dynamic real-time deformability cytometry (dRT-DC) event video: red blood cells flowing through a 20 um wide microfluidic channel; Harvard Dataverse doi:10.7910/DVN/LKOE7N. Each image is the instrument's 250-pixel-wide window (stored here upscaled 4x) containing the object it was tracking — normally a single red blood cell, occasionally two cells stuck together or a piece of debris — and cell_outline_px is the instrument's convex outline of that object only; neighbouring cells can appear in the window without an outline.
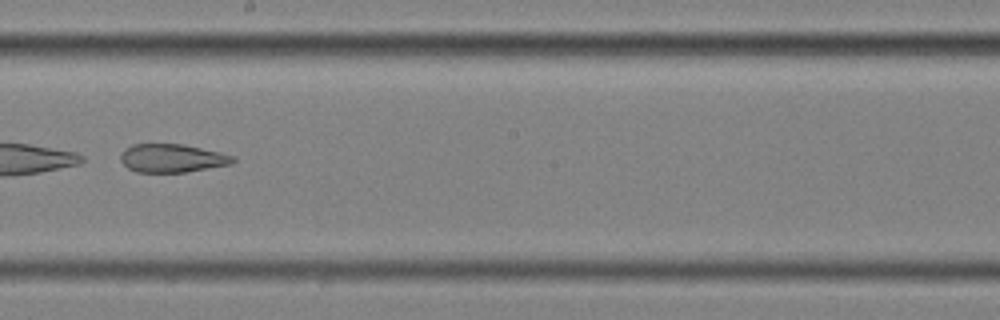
{"species": "common noctule bat (a hibernating species)", "species_latin": "Nyctalus noctula", "temperature_condition": "cold", "stored_images_in_passage": 42, "camera_frame_rate_fps": 3000, "um_per_image_px": 0.085, "animal": {"sex": "female", "body_mass_g": 25.1}, "frame": {"image": 1, "passage_image": 19, "time_ms": 6.0, "image_size_px": [1000, 320], "cell_outline_px": [[236, 160], [232, 164], [184, 172], [136, 172], [128, 168], [120, 160], [120, 156], [124, 148], [132, 144], [184, 144], [220, 152], [236, 156]], "centroid_in_image_um": [14.63, 13.44], "position_along_channel_um": 233.6, "area_um2": 18.67}, "authors_computed_cell_mechanics": {"area_um2": 21.7617, "velocity_mm_per_s": 3.5309, "shape_relaxation_time_tau1_ms": 1.4318, "shape_relaxation_time_tau2_ms": 2.7358, "deformation_change_tau1": 0.2135, "deformation_change_tau2": 0.1214}}